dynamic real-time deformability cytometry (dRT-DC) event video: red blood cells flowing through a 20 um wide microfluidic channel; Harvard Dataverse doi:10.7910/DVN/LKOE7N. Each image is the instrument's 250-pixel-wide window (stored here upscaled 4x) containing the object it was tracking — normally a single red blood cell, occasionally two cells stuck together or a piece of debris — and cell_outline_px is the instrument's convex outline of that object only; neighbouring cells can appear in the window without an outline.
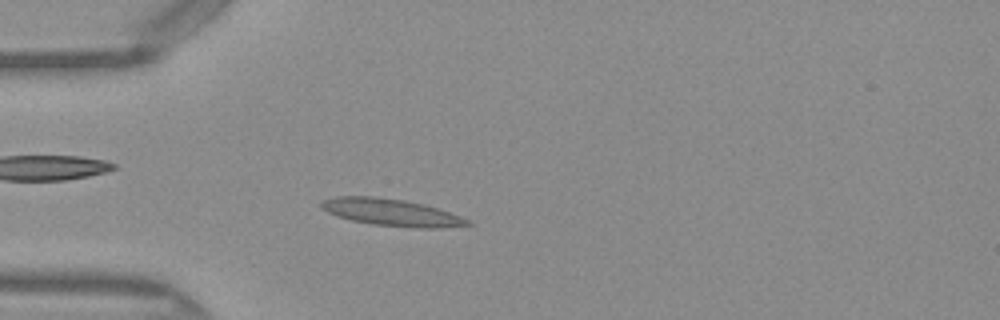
{"species": "Egyptian fruit bat (a non-hibernating species)", "species_latin": "Rousettus aegyptiacus", "temperature_condition": "warm", "stored_images_in_passage": 48, "camera_frame_rate_fps": 3000, "um_per_image_px": 0.085, "frame": {"image": 1, "passage_image": 12, "time_ms": 3.667, "image_size_px": [1000, 320], "cell_outline_px": [[472, 224], [440, 228], [416, 228], [372, 224], [352, 220], [336, 216], [320, 208], [320, 200], [336, 196], [372, 196], [404, 200], [424, 204], [460, 216], [468, 220]], "centroid_in_image_um": [33.2, 18.04], "position_along_channel_um": 51.8, "area_um2": 22.95}}
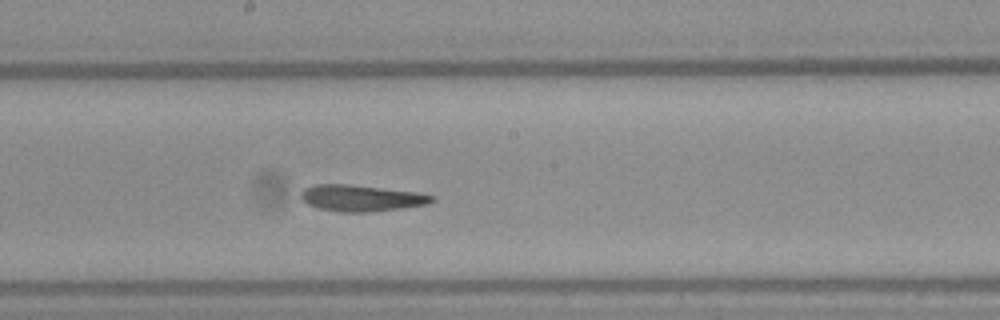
{"frame": {"image": 2, "passage_image": 25, "time_ms": 8.0, "image_size_px": [1000, 320], "cell_outline_px": [[436, 200], [428, 204], [372, 212], [340, 212], [316, 208], [308, 204], [300, 196], [300, 192], [304, 188], [316, 184], [348, 184], [416, 192], [436, 196]], "centroid_in_image_um": [30.7, 16.84], "position_along_channel_um": 217.5, "area_um2": 20.17}}
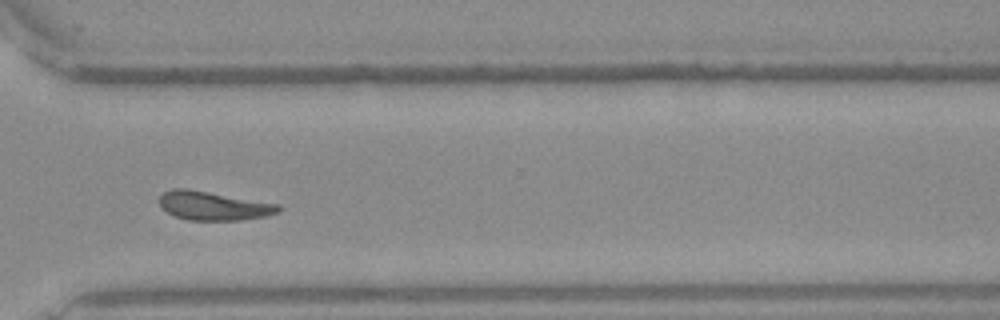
{"frame": {"image": 3, "passage_image": 35, "time_ms": 11.333, "image_size_px": [1000, 320], "cell_outline_px": [[280, 208], [276, 212], [268, 216], [244, 220], [188, 220], [176, 216], [160, 208], [160, 196], [164, 192], [172, 188], [188, 188], [280, 204]], "centroid_in_image_um": [18.14, 17.49], "position_along_channel_um": 352.5, "area_um2": 20.06}, "authors_computed_cell_mechanics": {"area_um2": 20.0566, "velocity_mm_per_s": 4.0543, "shape_relaxation_time_tau1_ms": null, "shape_relaxation_time_tau2_ms": 2.9522, "deformation_change_tau1": null, "deformation_change_tau2": 0.1011}}